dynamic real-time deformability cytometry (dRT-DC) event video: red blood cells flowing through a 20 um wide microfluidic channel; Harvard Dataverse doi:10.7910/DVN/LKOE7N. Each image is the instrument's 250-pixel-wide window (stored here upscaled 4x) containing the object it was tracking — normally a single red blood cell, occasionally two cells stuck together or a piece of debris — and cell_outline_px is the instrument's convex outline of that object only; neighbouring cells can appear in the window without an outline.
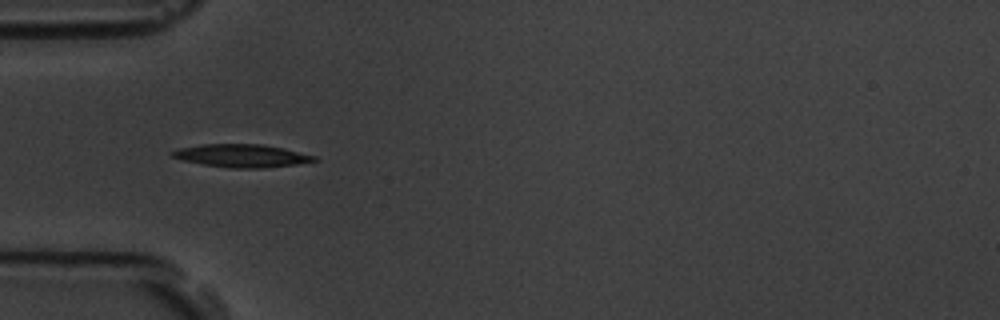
{"species": "common noctule bat (a hibernating species)", "species_latin": "Nyctalus noctula", "temperature_condition": "room temperature", "stored_images_in_passage": 6, "camera_frame_rate_fps": 3000, "um_per_image_px": 0.085, "animal": {"sex": "male", "body_mass_g": 19.5, "forearm_length_mm": 54.6}, "frame": {"image": 1, "passage_image": 4, "time_ms": 3.667, "image_size_px": [1000, 320], "cell_outline_px": [[320, 160], [296, 164], [264, 168], [228, 168], [204, 164], [184, 160], [172, 156], [168, 152], [180, 148], [200, 144], [260, 144], [284, 148], [316, 156]], "centroid_in_image_um": [20.56, 13.23], "position_along_channel_um": 64.4, "area_um2": 18.96}}
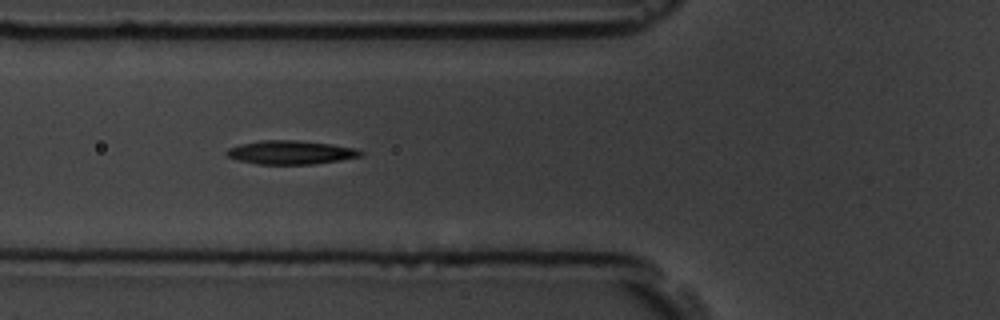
{"frame": {"image": 2, "passage_image": 5, "time_ms": 4.667, "image_size_px": [1000, 320], "cell_outline_px": [[364, 152], [360, 156], [340, 160], [312, 164], [256, 164], [240, 160], [228, 156], [224, 152], [228, 148], [240, 144], [260, 140], [296, 140], [332, 144], [356, 148]], "centroid_in_image_um": [24.7, 12.94], "position_along_channel_um": 101.1, "area_um2": 18.44}}
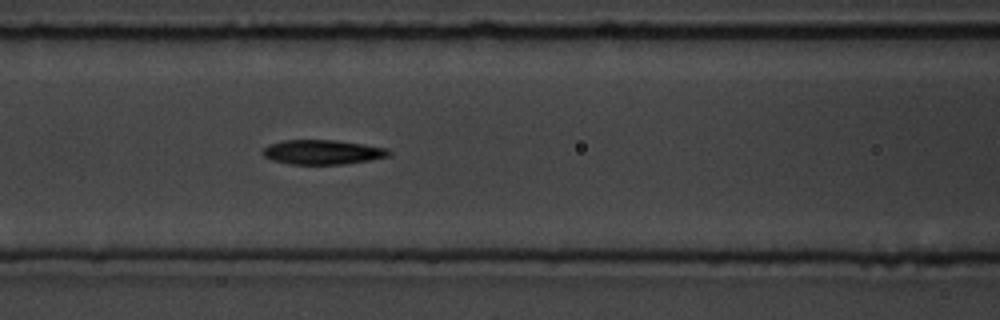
{"frame": {"image": 3, "passage_image": 6, "time_ms": 5.667, "image_size_px": [1000, 320], "cell_outline_px": [[392, 156], [344, 164], [288, 164], [272, 160], [264, 156], [264, 148], [268, 144], [284, 140], [336, 140], [364, 144], [388, 148], [392, 152]], "centroid_in_image_um": [27.45, 12.93], "position_along_channel_um": 139.1, "area_um2": 18.09}}